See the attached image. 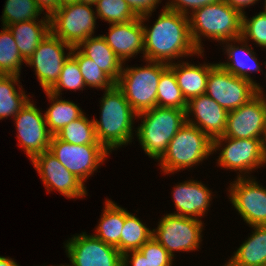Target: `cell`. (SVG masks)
Wrapping results in <instances>:
<instances>
[{
	"label": "cell",
	"mask_w": 266,
	"mask_h": 266,
	"mask_svg": "<svg viewBox=\"0 0 266 266\" xmlns=\"http://www.w3.org/2000/svg\"><path fill=\"white\" fill-rule=\"evenodd\" d=\"M223 141L227 144L218 156V164L222 168L248 173L249 170L252 171L266 163V151L262 139H238L222 135L213 139V152L219 150Z\"/></svg>",
	"instance_id": "8fae6325"
},
{
	"label": "cell",
	"mask_w": 266,
	"mask_h": 266,
	"mask_svg": "<svg viewBox=\"0 0 266 266\" xmlns=\"http://www.w3.org/2000/svg\"><path fill=\"white\" fill-rule=\"evenodd\" d=\"M95 6L97 18L110 24L127 23L139 17L125 0H97Z\"/></svg>",
	"instance_id": "836d02e7"
},
{
	"label": "cell",
	"mask_w": 266,
	"mask_h": 266,
	"mask_svg": "<svg viewBox=\"0 0 266 266\" xmlns=\"http://www.w3.org/2000/svg\"><path fill=\"white\" fill-rule=\"evenodd\" d=\"M64 48L70 50L67 55L64 52ZM72 49L71 45L50 32L25 62L26 65L34 67L35 74L44 91H49L56 84L63 64L71 55Z\"/></svg>",
	"instance_id": "4fadbf2b"
},
{
	"label": "cell",
	"mask_w": 266,
	"mask_h": 266,
	"mask_svg": "<svg viewBox=\"0 0 266 266\" xmlns=\"http://www.w3.org/2000/svg\"><path fill=\"white\" fill-rule=\"evenodd\" d=\"M152 236L153 230L147 228L139 218L125 210V222L120 236L122 255L139 250Z\"/></svg>",
	"instance_id": "f1b7e54d"
},
{
	"label": "cell",
	"mask_w": 266,
	"mask_h": 266,
	"mask_svg": "<svg viewBox=\"0 0 266 266\" xmlns=\"http://www.w3.org/2000/svg\"><path fill=\"white\" fill-rule=\"evenodd\" d=\"M18 75L0 74V120L8 116L14 117L30 99L25 95V91L16 90L15 85L19 82Z\"/></svg>",
	"instance_id": "83f0119b"
},
{
	"label": "cell",
	"mask_w": 266,
	"mask_h": 266,
	"mask_svg": "<svg viewBox=\"0 0 266 266\" xmlns=\"http://www.w3.org/2000/svg\"><path fill=\"white\" fill-rule=\"evenodd\" d=\"M228 191L232 205L247 224L266 225V188L239 174Z\"/></svg>",
	"instance_id": "2e32d148"
},
{
	"label": "cell",
	"mask_w": 266,
	"mask_h": 266,
	"mask_svg": "<svg viewBox=\"0 0 266 266\" xmlns=\"http://www.w3.org/2000/svg\"><path fill=\"white\" fill-rule=\"evenodd\" d=\"M189 18L194 45L203 52L201 36L214 40L233 41L242 34V14L223 0L194 10Z\"/></svg>",
	"instance_id": "3957f363"
},
{
	"label": "cell",
	"mask_w": 266,
	"mask_h": 266,
	"mask_svg": "<svg viewBox=\"0 0 266 266\" xmlns=\"http://www.w3.org/2000/svg\"><path fill=\"white\" fill-rule=\"evenodd\" d=\"M69 266H122V254L93 235H75L65 244Z\"/></svg>",
	"instance_id": "5bb4252c"
},
{
	"label": "cell",
	"mask_w": 266,
	"mask_h": 266,
	"mask_svg": "<svg viewBox=\"0 0 266 266\" xmlns=\"http://www.w3.org/2000/svg\"><path fill=\"white\" fill-rule=\"evenodd\" d=\"M136 117H143L136 131L140 144L149 157L157 160L163 157L171 139L187 122L185 110L159 106Z\"/></svg>",
	"instance_id": "277c9868"
},
{
	"label": "cell",
	"mask_w": 266,
	"mask_h": 266,
	"mask_svg": "<svg viewBox=\"0 0 266 266\" xmlns=\"http://www.w3.org/2000/svg\"><path fill=\"white\" fill-rule=\"evenodd\" d=\"M13 119L16 121L19 146L24 148L31 160L49 150L53 135L49 132L45 115L31 101Z\"/></svg>",
	"instance_id": "9a60e30c"
},
{
	"label": "cell",
	"mask_w": 266,
	"mask_h": 266,
	"mask_svg": "<svg viewBox=\"0 0 266 266\" xmlns=\"http://www.w3.org/2000/svg\"><path fill=\"white\" fill-rule=\"evenodd\" d=\"M86 87L77 61L70 55L64 62L62 71L56 84L48 91L51 94L60 96L63 89L83 90Z\"/></svg>",
	"instance_id": "d590c367"
},
{
	"label": "cell",
	"mask_w": 266,
	"mask_h": 266,
	"mask_svg": "<svg viewBox=\"0 0 266 266\" xmlns=\"http://www.w3.org/2000/svg\"><path fill=\"white\" fill-rule=\"evenodd\" d=\"M0 266H20L12 258L0 256Z\"/></svg>",
	"instance_id": "ee69618b"
},
{
	"label": "cell",
	"mask_w": 266,
	"mask_h": 266,
	"mask_svg": "<svg viewBox=\"0 0 266 266\" xmlns=\"http://www.w3.org/2000/svg\"><path fill=\"white\" fill-rule=\"evenodd\" d=\"M147 62L143 67L123 68L115 83L137 114L157 106L159 78L168 67L163 62Z\"/></svg>",
	"instance_id": "8992f818"
},
{
	"label": "cell",
	"mask_w": 266,
	"mask_h": 266,
	"mask_svg": "<svg viewBox=\"0 0 266 266\" xmlns=\"http://www.w3.org/2000/svg\"><path fill=\"white\" fill-rule=\"evenodd\" d=\"M131 253V260L129 256ZM130 260V261H129ZM131 264L132 266H152L148 259L139 251H130L122 255V266H128Z\"/></svg>",
	"instance_id": "60d3db41"
},
{
	"label": "cell",
	"mask_w": 266,
	"mask_h": 266,
	"mask_svg": "<svg viewBox=\"0 0 266 266\" xmlns=\"http://www.w3.org/2000/svg\"><path fill=\"white\" fill-rule=\"evenodd\" d=\"M232 8L238 10L241 14H244L243 8L247 7L248 5H253L258 0H223Z\"/></svg>",
	"instance_id": "7bdbcfd3"
},
{
	"label": "cell",
	"mask_w": 266,
	"mask_h": 266,
	"mask_svg": "<svg viewBox=\"0 0 266 266\" xmlns=\"http://www.w3.org/2000/svg\"><path fill=\"white\" fill-rule=\"evenodd\" d=\"M55 136L75 145L100 144L96 138L93 119L89 120L84 114L65 125Z\"/></svg>",
	"instance_id": "1f68e13d"
},
{
	"label": "cell",
	"mask_w": 266,
	"mask_h": 266,
	"mask_svg": "<svg viewBox=\"0 0 266 266\" xmlns=\"http://www.w3.org/2000/svg\"><path fill=\"white\" fill-rule=\"evenodd\" d=\"M251 227L253 234L226 262L228 266H266V225Z\"/></svg>",
	"instance_id": "cb8c5ba5"
},
{
	"label": "cell",
	"mask_w": 266,
	"mask_h": 266,
	"mask_svg": "<svg viewBox=\"0 0 266 266\" xmlns=\"http://www.w3.org/2000/svg\"><path fill=\"white\" fill-rule=\"evenodd\" d=\"M264 7H265V9H264V11H263V12H265V13H266V0H265V6H264Z\"/></svg>",
	"instance_id": "c3c4849f"
},
{
	"label": "cell",
	"mask_w": 266,
	"mask_h": 266,
	"mask_svg": "<svg viewBox=\"0 0 266 266\" xmlns=\"http://www.w3.org/2000/svg\"><path fill=\"white\" fill-rule=\"evenodd\" d=\"M132 10L140 16L141 21H145L149 19V15L151 12L155 10L156 4L159 3L160 0H125Z\"/></svg>",
	"instance_id": "ab89813d"
},
{
	"label": "cell",
	"mask_w": 266,
	"mask_h": 266,
	"mask_svg": "<svg viewBox=\"0 0 266 266\" xmlns=\"http://www.w3.org/2000/svg\"><path fill=\"white\" fill-rule=\"evenodd\" d=\"M41 13L35 0H7L1 21L3 26H8L23 21L37 20Z\"/></svg>",
	"instance_id": "e575fe53"
},
{
	"label": "cell",
	"mask_w": 266,
	"mask_h": 266,
	"mask_svg": "<svg viewBox=\"0 0 266 266\" xmlns=\"http://www.w3.org/2000/svg\"><path fill=\"white\" fill-rule=\"evenodd\" d=\"M142 24L145 61L170 64L175 58L203 53L192 41L187 15L164 7L152 28Z\"/></svg>",
	"instance_id": "6da1fadb"
},
{
	"label": "cell",
	"mask_w": 266,
	"mask_h": 266,
	"mask_svg": "<svg viewBox=\"0 0 266 266\" xmlns=\"http://www.w3.org/2000/svg\"><path fill=\"white\" fill-rule=\"evenodd\" d=\"M139 251L148 259L152 266H172L173 257L153 237Z\"/></svg>",
	"instance_id": "74e56055"
},
{
	"label": "cell",
	"mask_w": 266,
	"mask_h": 266,
	"mask_svg": "<svg viewBox=\"0 0 266 266\" xmlns=\"http://www.w3.org/2000/svg\"><path fill=\"white\" fill-rule=\"evenodd\" d=\"M215 64L193 65L186 62L168 66L174 71L179 88L188 102L190 99L206 93L207 78Z\"/></svg>",
	"instance_id": "603a6c76"
},
{
	"label": "cell",
	"mask_w": 266,
	"mask_h": 266,
	"mask_svg": "<svg viewBox=\"0 0 266 266\" xmlns=\"http://www.w3.org/2000/svg\"><path fill=\"white\" fill-rule=\"evenodd\" d=\"M96 19L92 4L74 2L59 7L50 16V31L65 43L77 47L94 34Z\"/></svg>",
	"instance_id": "52a82bcc"
},
{
	"label": "cell",
	"mask_w": 266,
	"mask_h": 266,
	"mask_svg": "<svg viewBox=\"0 0 266 266\" xmlns=\"http://www.w3.org/2000/svg\"><path fill=\"white\" fill-rule=\"evenodd\" d=\"M153 229L156 239L174 257L175 251H193L199 248L203 223L201 219L169 213Z\"/></svg>",
	"instance_id": "ba28073f"
},
{
	"label": "cell",
	"mask_w": 266,
	"mask_h": 266,
	"mask_svg": "<svg viewBox=\"0 0 266 266\" xmlns=\"http://www.w3.org/2000/svg\"><path fill=\"white\" fill-rule=\"evenodd\" d=\"M102 37L123 63L140 51L144 55V30L140 16L127 23L111 24L109 34Z\"/></svg>",
	"instance_id": "d6986e66"
},
{
	"label": "cell",
	"mask_w": 266,
	"mask_h": 266,
	"mask_svg": "<svg viewBox=\"0 0 266 266\" xmlns=\"http://www.w3.org/2000/svg\"><path fill=\"white\" fill-rule=\"evenodd\" d=\"M77 51V52H76ZM71 56L77 61L84 82L88 87H96L104 90H108L115 85V82L104 73L98 65L95 64L90 58L86 57L80 49L73 47L71 50Z\"/></svg>",
	"instance_id": "d6a6232c"
},
{
	"label": "cell",
	"mask_w": 266,
	"mask_h": 266,
	"mask_svg": "<svg viewBox=\"0 0 266 266\" xmlns=\"http://www.w3.org/2000/svg\"><path fill=\"white\" fill-rule=\"evenodd\" d=\"M218 1L220 0H172L171 2H168L165 7L167 9L177 11L180 14L189 16V8H191V11L193 12L196 9Z\"/></svg>",
	"instance_id": "f35d334b"
},
{
	"label": "cell",
	"mask_w": 266,
	"mask_h": 266,
	"mask_svg": "<svg viewBox=\"0 0 266 266\" xmlns=\"http://www.w3.org/2000/svg\"><path fill=\"white\" fill-rule=\"evenodd\" d=\"M22 62L26 61L19 53L12 32L3 26L0 32V74L20 76Z\"/></svg>",
	"instance_id": "4dcf8cb0"
},
{
	"label": "cell",
	"mask_w": 266,
	"mask_h": 266,
	"mask_svg": "<svg viewBox=\"0 0 266 266\" xmlns=\"http://www.w3.org/2000/svg\"><path fill=\"white\" fill-rule=\"evenodd\" d=\"M185 113L187 123L199 128L212 140L224 134L228 111L206 93L190 99ZM191 113L194 114L197 123L189 118Z\"/></svg>",
	"instance_id": "ac0fdd59"
},
{
	"label": "cell",
	"mask_w": 266,
	"mask_h": 266,
	"mask_svg": "<svg viewBox=\"0 0 266 266\" xmlns=\"http://www.w3.org/2000/svg\"><path fill=\"white\" fill-rule=\"evenodd\" d=\"M33 163L47 191H59L65 197L73 199L86 196L84 183L67 170L49 151L34 157Z\"/></svg>",
	"instance_id": "e0dca14e"
},
{
	"label": "cell",
	"mask_w": 266,
	"mask_h": 266,
	"mask_svg": "<svg viewBox=\"0 0 266 266\" xmlns=\"http://www.w3.org/2000/svg\"><path fill=\"white\" fill-rule=\"evenodd\" d=\"M105 209L93 235L103 242L115 246L120 252V236L125 222V209L113 201L106 200Z\"/></svg>",
	"instance_id": "d4e9b609"
},
{
	"label": "cell",
	"mask_w": 266,
	"mask_h": 266,
	"mask_svg": "<svg viewBox=\"0 0 266 266\" xmlns=\"http://www.w3.org/2000/svg\"><path fill=\"white\" fill-rule=\"evenodd\" d=\"M206 94L227 111L239 108L257 94V86L227 72L218 63L209 72Z\"/></svg>",
	"instance_id": "9c48e42d"
},
{
	"label": "cell",
	"mask_w": 266,
	"mask_h": 266,
	"mask_svg": "<svg viewBox=\"0 0 266 266\" xmlns=\"http://www.w3.org/2000/svg\"><path fill=\"white\" fill-rule=\"evenodd\" d=\"M37 7L42 11H47L45 15L51 16L59 8L58 0H35Z\"/></svg>",
	"instance_id": "b9f144b4"
},
{
	"label": "cell",
	"mask_w": 266,
	"mask_h": 266,
	"mask_svg": "<svg viewBox=\"0 0 266 266\" xmlns=\"http://www.w3.org/2000/svg\"><path fill=\"white\" fill-rule=\"evenodd\" d=\"M100 115V121L93 119L95 134L97 141L109 153L132 140V125L137 113L116 85L105 90Z\"/></svg>",
	"instance_id": "7a4b0ae2"
},
{
	"label": "cell",
	"mask_w": 266,
	"mask_h": 266,
	"mask_svg": "<svg viewBox=\"0 0 266 266\" xmlns=\"http://www.w3.org/2000/svg\"><path fill=\"white\" fill-rule=\"evenodd\" d=\"M226 45V53L228 55V59L230 62L228 63H219L221 67H223L227 72L241 77L243 79L249 80L253 82L256 86L258 84L251 79V76L248 74L249 71H261L260 65L255 58V53L253 52L251 47H248V44H243V46L239 48V46L230 45L229 42Z\"/></svg>",
	"instance_id": "484cf974"
},
{
	"label": "cell",
	"mask_w": 266,
	"mask_h": 266,
	"mask_svg": "<svg viewBox=\"0 0 266 266\" xmlns=\"http://www.w3.org/2000/svg\"><path fill=\"white\" fill-rule=\"evenodd\" d=\"M262 141H263L264 149H265V151H266V125H265V132H264V136H263Z\"/></svg>",
	"instance_id": "7dc6e473"
},
{
	"label": "cell",
	"mask_w": 266,
	"mask_h": 266,
	"mask_svg": "<svg viewBox=\"0 0 266 266\" xmlns=\"http://www.w3.org/2000/svg\"><path fill=\"white\" fill-rule=\"evenodd\" d=\"M213 153V140L196 126L185 123L169 142L160 159L164 173L191 168Z\"/></svg>",
	"instance_id": "5b68a950"
},
{
	"label": "cell",
	"mask_w": 266,
	"mask_h": 266,
	"mask_svg": "<svg viewBox=\"0 0 266 266\" xmlns=\"http://www.w3.org/2000/svg\"><path fill=\"white\" fill-rule=\"evenodd\" d=\"M77 48L80 49L86 57L94 61L115 83L118 81L123 69V62L108 46L101 35L88 37L82 41Z\"/></svg>",
	"instance_id": "7402d4cb"
},
{
	"label": "cell",
	"mask_w": 266,
	"mask_h": 266,
	"mask_svg": "<svg viewBox=\"0 0 266 266\" xmlns=\"http://www.w3.org/2000/svg\"><path fill=\"white\" fill-rule=\"evenodd\" d=\"M261 86L257 94L239 108L228 111L223 136L238 139H263L266 125V98Z\"/></svg>",
	"instance_id": "7c38bea8"
},
{
	"label": "cell",
	"mask_w": 266,
	"mask_h": 266,
	"mask_svg": "<svg viewBox=\"0 0 266 266\" xmlns=\"http://www.w3.org/2000/svg\"><path fill=\"white\" fill-rule=\"evenodd\" d=\"M51 100V106L44 113L49 132L52 135L58 133L65 125L81 117L84 113L73 102L58 99V96L45 91Z\"/></svg>",
	"instance_id": "4316f807"
},
{
	"label": "cell",
	"mask_w": 266,
	"mask_h": 266,
	"mask_svg": "<svg viewBox=\"0 0 266 266\" xmlns=\"http://www.w3.org/2000/svg\"><path fill=\"white\" fill-rule=\"evenodd\" d=\"M247 18L242 14V34L234 41L246 43L245 41L252 39L259 46L266 48V13L262 11L250 20Z\"/></svg>",
	"instance_id": "8d00e7d4"
},
{
	"label": "cell",
	"mask_w": 266,
	"mask_h": 266,
	"mask_svg": "<svg viewBox=\"0 0 266 266\" xmlns=\"http://www.w3.org/2000/svg\"><path fill=\"white\" fill-rule=\"evenodd\" d=\"M157 106L186 110L187 101L178 86L174 71L168 66L159 78Z\"/></svg>",
	"instance_id": "f546056e"
},
{
	"label": "cell",
	"mask_w": 266,
	"mask_h": 266,
	"mask_svg": "<svg viewBox=\"0 0 266 266\" xmlns=\"http://www.w3.org/2000/svg\"><path fill=\"white\" fill-rule=\"evenodd\" d=\"M74 2H77V0H58L59 7L67 5V4H72Z\"/></svg>",
	"instance_id": "f6af8a7d"
},
{
	"label": "cell",
	"mask_w": 266,
	"mask_h": 266,
	"mask_svg": "<svg viewBox=\"0 0 266 266\" xmlns=\"http://www.w3.org/2000/svg\"><path fill=\"white\" fill-rule=\"evenodd\" d=\"M173 199L177 213L174 215L199 219L208 210L211 192L201 182L185 181L175 186Z\"/></svg>",
	"instance_id": "ffe728a7"
},
{
	"label": "cell",
	"mask_w": 266,
	"mask_h": 266,
	"mask_svg": "<svg viewBox=\"0 0 266 266\" xmlns=\"http://www.w3.org/2000/svg\"><path fill=\"white\" fill-rule=\"evenodd\" d=\"M45 16L38 22L28 20L6 26L12 32L19 53L25 61L31 57L40 42L51 32L50 17Z\"/></svg>",
	"instance_id": "44dd1931"
},
{
	"label": "cell",
	"mask_w": 266,
	"mask_h": 266,
	"mask_svg": "<svg viewBox=\"0 0 266 266\" xmlns=\"http://www.w3.org/2000/svg\"><path fill=\"white\" fill-rule=\"evenodd\" d=\"M96 1L97 0H77L78 3H87V4H92V5H94Z\"/></svg>",
	"instance_id": "bcb514c9"
},
{
	"label": "cell",
	"mask_w": 266,
	"mask_h": 266,
	"mask_svg": "<svg viewBox=\"0 0 266 266\" xmlns=\"http://www.w3.org/2000/svg\"><path fill=\"white\" fill-rule=\"evenodd\" d=\"M48 151L83 183L109 154L101 144L75 145L55 135L51 138Z\"/></svg>",
	"instance_id": "30bf717a"
}]
</instances>
